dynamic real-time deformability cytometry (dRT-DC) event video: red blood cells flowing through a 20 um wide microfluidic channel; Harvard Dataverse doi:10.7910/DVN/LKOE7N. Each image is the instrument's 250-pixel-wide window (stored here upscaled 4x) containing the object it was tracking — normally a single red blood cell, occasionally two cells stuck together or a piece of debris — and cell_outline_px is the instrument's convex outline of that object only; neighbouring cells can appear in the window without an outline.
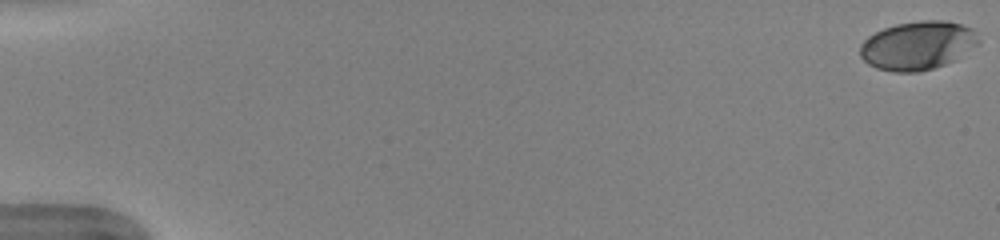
{"species": "human", "species_latin": "Homo sapiens", "temperature_condition": "warm", "stored_images_in_passage": 52, "camera_frame_rate_fps": 3000, "um_per_image_px": 0.085, "donor": {"sex": "female"}, "frame": {"image": 1, "passage_image": 1, "time_ms": 0.0, "image_size_px": [1000, 240], "cell_outline_px": [[980, 44], [956, 60], [932, 68], [916, 72], [892, 72], [876, 68], [868, 64], [860, 56], [860, 44], [868, 36], [884, 28], [896, 24], [920, 20], [944, 20], [960, 24], [972, 28], [980, 40]], "centroid_in_image_um": [78.01, 3.86], "position_along_channel_um": 7.0, "area_um2": 33.76}}
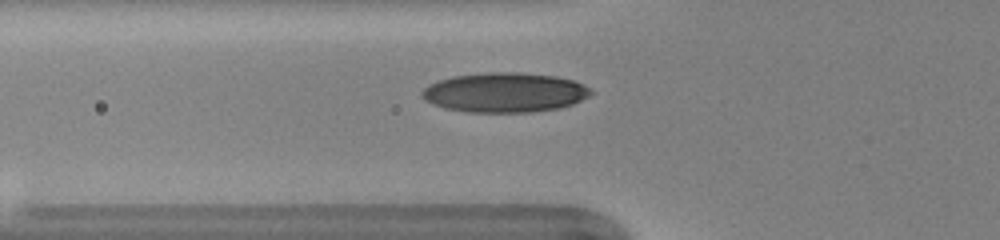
{"frame": {"image": 2, "passage_image": 20, "time_ms": 6.333, "image_size_px": [1000, 240], "cell_outline_px": [[596, 92], [572, 104], [556, 108], [532, 112], [468, 112], [444, 108], [432, 104], [424, 100], [420, 92], [428, 84], [436, 80], [452, 76], [488, 72], [516, 72], [556, 76], [572, 80], [584, 84]], "centroid_in_image_um": [42.87, 7.85], "position_along_channel_um": 82.9, "area_um2": 39.25}}
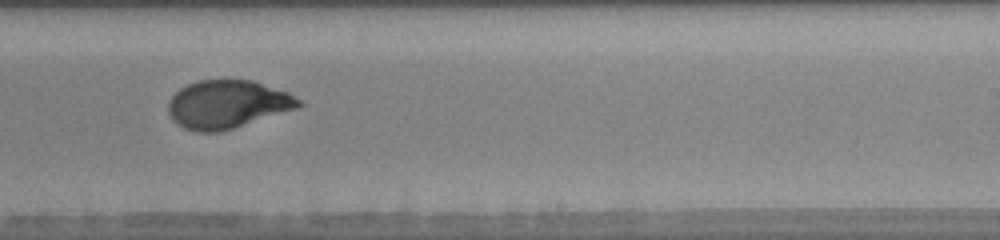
{"frame": {"image": 3, "passage_image": 34, "time_ms": 11.0, "image_size_px": [1000, 240], "cell_outline_px": [[304, 104], [296, 108], [220, 132], [196, 132], [184, 128], [176, 124], [172, 120], [168, 112], [168, 100], [180, 88], [188, 84], [200, 80], [252, 80], [288, 92], [300, 100]], "centroid_in_image_um": [19.29, 8.87], "position_along_channel_um": 269.7, "area_um2": 36.41}, "authors_computed_cell_mechanics": {"area_um2": 35.8071, "velocity_mm_per_s": 3.9878, "shape_relaxation_time_tau1_ms": 4.3196, "shape_relaxation_time_tau2_ms": 0.7487, "deformation_change_tau1": 0.1946, "deformation_change_tau2": 0.052}}